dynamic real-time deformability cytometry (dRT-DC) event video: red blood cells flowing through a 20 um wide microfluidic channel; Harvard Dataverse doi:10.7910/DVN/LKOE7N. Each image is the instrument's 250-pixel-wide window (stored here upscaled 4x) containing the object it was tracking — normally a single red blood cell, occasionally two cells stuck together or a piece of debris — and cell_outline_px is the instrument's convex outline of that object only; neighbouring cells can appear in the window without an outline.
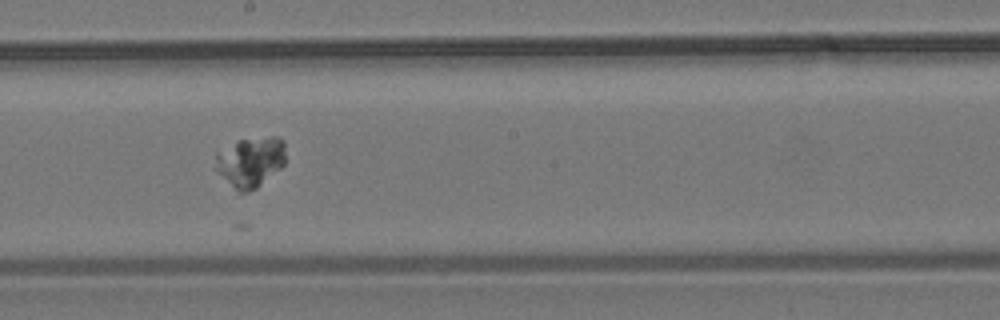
{"species": "common noctule bat (a hibernating species)", "species_latin": "Nyctalus noctula", "temperature_condition": "room temperature", "stored_images_in_passage": 17, "segment_of_instrument_passage": [2, 2], "camera_frame_rate_fps": 3000, "um_per_image_px": 0.085, "animal": {"sex": "male", "body_mass_g": 19.2, "forearm_length_mm": 51.8}, "frame": {"image": 1, "passage_image": 10, "time_ms": 11.0, "image_size_px": [1000, 320], "cell_outline_px": [[284, 164], [280, 168], [256, 188], [248, 192], [240, 192], [216, 168], [216, 152], [240, 140], [272, 136], [280, 136], [284, 140]], "centroid_in_image_um": [21.33, 13.72], "position_along_channel_um": 226.9, "area_um2": 19.88}}
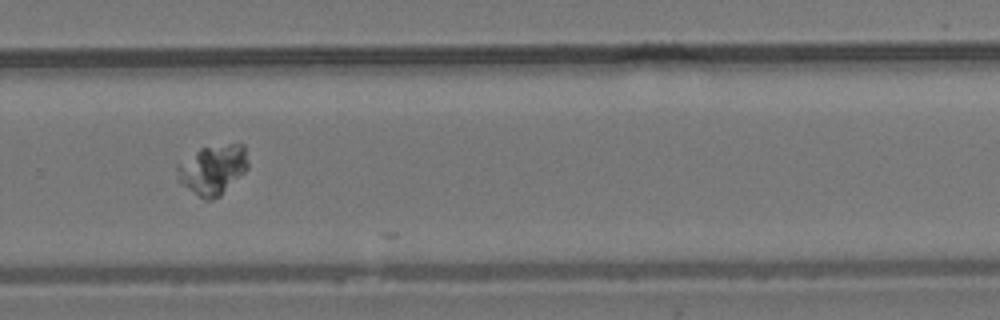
{"frame": {"image": 2, "passage_image": 12, "time_ms": 13.333, "image_size_px": [1000, 320], "cell_outline_px": [[248, 168], [220, 196], [212, 200], [204, 200], [184, 184], [180, 180], [176, 168], [176, 164], [200, 148], [228, 144], [244, 144], [248, 160]], "centroid_in_image_um": [18.11, 14.4], "position_along_channel_um": 311.7, "area_um2": 20.23}}
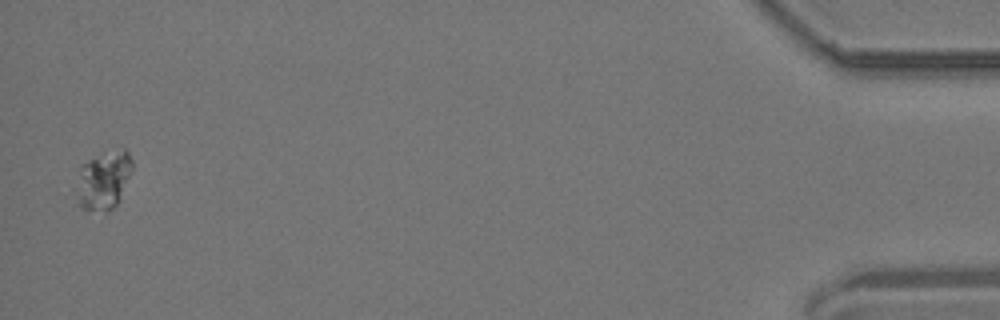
{"frame": {"image": 3, "passage_image": 17, "time_ms": 19.0, "image_size_px": [1000, 320], "cell_outline_px": [[132, 168], [120, 196], [116, 204], [108, 212], [84, 208], [76, 204], [76, 192], [80, 164], [88, 160], [124, 148], [128, 152], [132, 160]], "centroid_in_image_um": [8.77, 15.34], "position_along_channel_um": 426.4, "area_um2": 18.5}}